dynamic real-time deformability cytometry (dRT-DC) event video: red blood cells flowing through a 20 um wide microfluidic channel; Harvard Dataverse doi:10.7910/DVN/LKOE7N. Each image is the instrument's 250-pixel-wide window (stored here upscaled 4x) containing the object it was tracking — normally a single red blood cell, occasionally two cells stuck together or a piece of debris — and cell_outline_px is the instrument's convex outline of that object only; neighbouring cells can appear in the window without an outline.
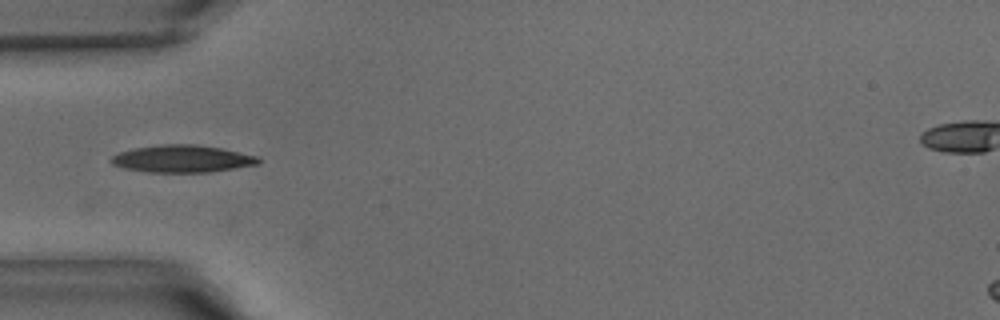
{"species": "common noctule bat (a hibernating species)", "species_latin": "Nyctalus noctula", "temperature_condition": "warm", "stored_images_in_passage": 17, "camera_frame_rate_fps": 3000, "um_per_image_px": 0.085, "animal": {"sex": "male", "body_mass_g": 15.6}, "frame": {"image": 1, "passage_image": 5, "time_ms": 1.333, "image_size_px": [1000, 320], "cell_outline_px": [[260, 164], [208, 172], [148, 172], [124, 168], [112, 164], [108, 160], [112, 156], [120, 152], [132, 148], [160, 144], [196, 144], [224, 148], [260, 156]], "centroid_in_image_um": [15.51, 13.48], "position_along_channel_um": 69.5, "area_um2": 23.7}}
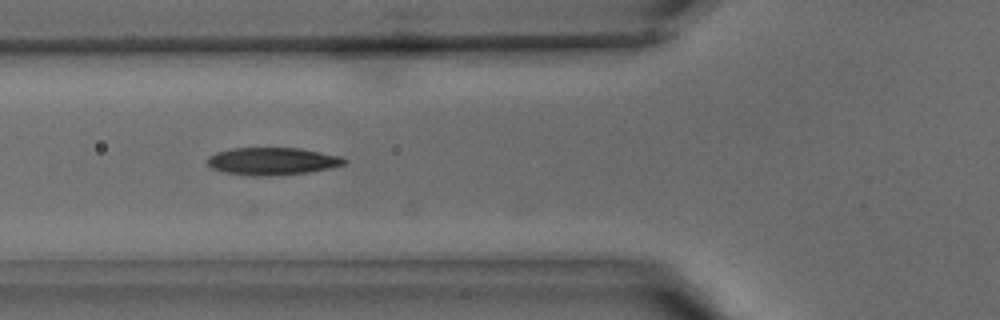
{"frame": {"image": 2, "passage_image": 7, "time_ms": 2.0, "image_size_px": [1000, 320], "cell_outline_px": [[348, 160], [344, 164], [328, 168], [304, 172], [224, 172], [212, 168], [208, 164], [208, 156], [216, 152], [232, 148], [300, 148], [340, 156]], "centroid_in_image_um": [23.17, 13.62], "position_along_channel_um": 102.6, "area_um2": 20.29}}